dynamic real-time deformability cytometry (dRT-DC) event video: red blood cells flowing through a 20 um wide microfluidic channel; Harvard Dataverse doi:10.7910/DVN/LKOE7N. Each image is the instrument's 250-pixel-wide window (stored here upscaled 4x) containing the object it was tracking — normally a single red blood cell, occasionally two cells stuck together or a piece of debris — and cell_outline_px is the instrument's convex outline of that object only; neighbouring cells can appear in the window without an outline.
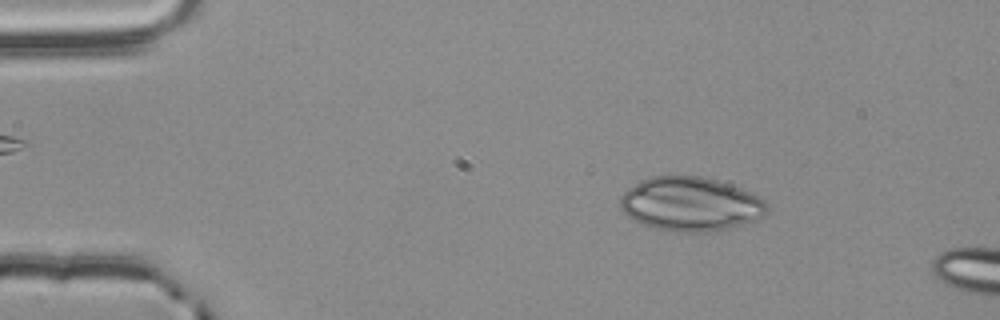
{"species": "common noctule bat (a hibernating species)", "species_latin": "Nyctalus noctula", "temperature_condition": "room temperature", "stored_images_in_passage": 53, "camera_frame_rate_fps": 3000, "um_per_image_px": 0.085, "animal": {"sex": "male", "body_mass_g": 20.4}, "frame": {"image": 1, "passage_image": 8, "time_ms": 2.333, "image_size_px": [1000, 320], "cell_outline_px": [[768, 212], [764, 216], [756, 220], [712, 232], [672, 232], [640, 224], [632, 220], [620, 208], [620, 196], [628, 188], [640, 180], [652, 176], [700, 176], [716, 180], [740, 188], [764, 200], [768, 204]], "centroid_in_image_um": [58.66, 17.36], "position_along_channel_um": 26.3, "area_um2": 46.3}}
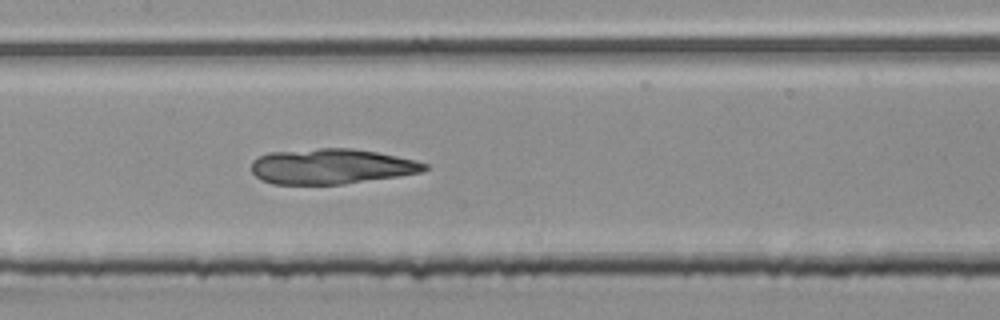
{"frame": {"image": 2, "passage_image": 26, "time_ms": 8.333, "image_size_px": [1000, 320], "cell_outline_px": [[428, 168], [420, 172], [396, 176], [344, 184], [272, 184], [260, 180], [252, 172], [252, 160], [268, 152], [320, 148], [352, 148], [376, 152], [416, 160], [428, 164]], "centroid_in_image_um": [28.13, 14.14], "position_along_channel_um": 179.3, "area_um2": 35.55}}
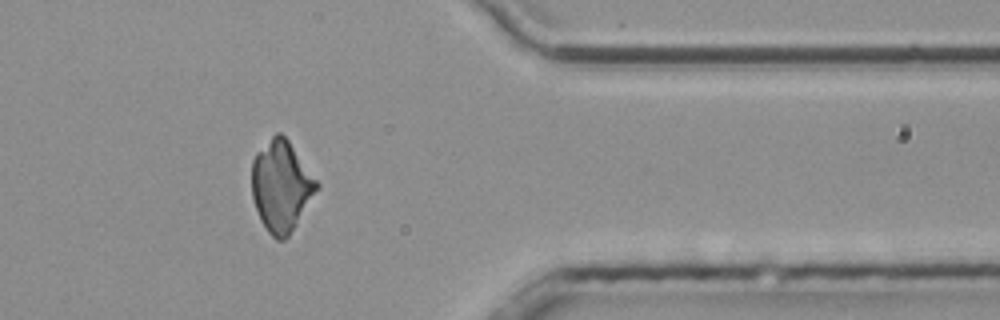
{"frame": {"image": 3, "passage_image": 44, "time_ms": 14.333, "image_size_px": [1000, 320], "cell_outline_px": [[320, 188], [288, 236], [284, 240], [276, 240], [268, 232], [260, 220], [252, 196], [252, 160], [256, 152], [276, 132], [280, 132], [288, 140], [320, 184]], "centroid_in_image_um": [23.9, 15.82], "position_along_channel_um": 387.5, "area_um2": 34.33}}